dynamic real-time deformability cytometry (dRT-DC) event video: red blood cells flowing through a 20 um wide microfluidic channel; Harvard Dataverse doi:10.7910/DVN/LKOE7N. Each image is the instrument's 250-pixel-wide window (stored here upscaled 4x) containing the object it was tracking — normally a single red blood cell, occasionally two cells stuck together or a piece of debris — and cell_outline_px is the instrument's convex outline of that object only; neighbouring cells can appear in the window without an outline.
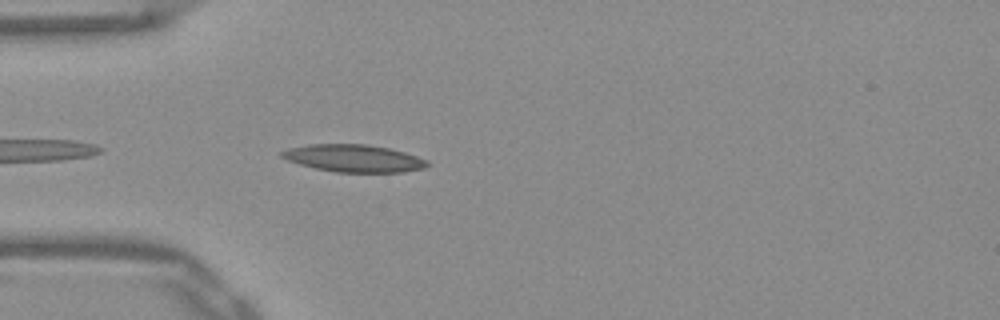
{"species": "Egyptian fruit bat (a non-hibernating species)", "species_latin": "Rousettus aegyptiacus", "temperature_condition": "warm", "stored_images_in_passage": 37, "camera_frame_rate_fps": 3000, "um_per_image_px": 0.085, "frame": {"image": 1, "passage_image": 2, "time_ms": 0.333, "image_size_px": [1000, 320], "cell_outline_px": [[428, 164], [424, 168], [404, 172], [336, 172], [316, 168], [300, 164], [288, 160], [280, 156], [280, 152], [288, 148], [308, 144], [364, 144], [388, 148], [404, 152], [428, 160]], "centroid_in_image_um": [30.06, 13.45], "position_along_channel_um": 54.9, "area_um2": 23.06}}
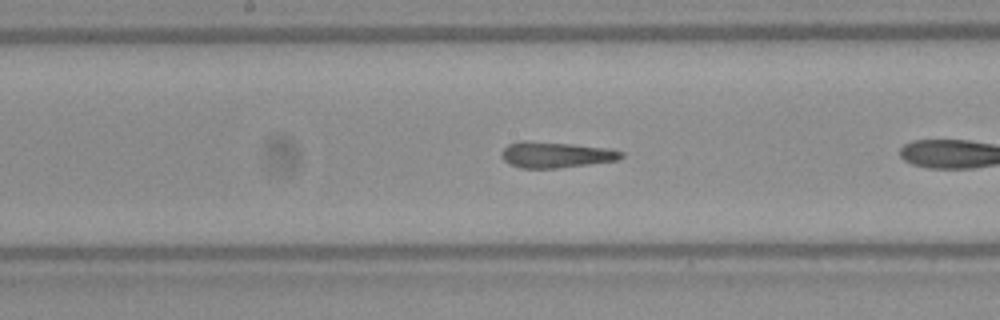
{"frame": {"image": 2, "passage_image": 11, "time_ms": 3.333, "image_size_px": [1000, 320], "cell_outline_px": [[624, 156], [616, 160], [560, 168], [520, 168], [508, 164], [500, 156], [500, 152], [508, 144], [520, 140], [524, 140], [572, 144], [612, 148], [624, 152]], "centroid_in_image_um": [47.21, 13.15], "position_along_channel_um": 201.0, "area_um2": 18.32}}
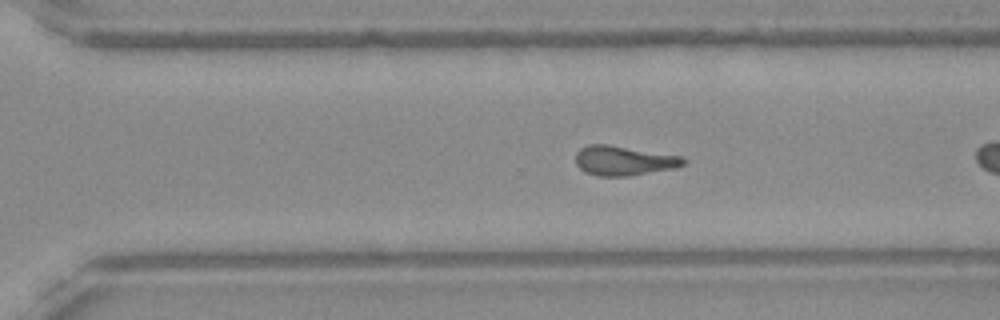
{"frame": {"image": 3, "passage_image": 20, "time_ms": 6.333, "image_size_px": [1000, 320], "cell_outline_px": [[688, 160], [684, 164], [676, 168], [628, 176], [596, 176], [580, 168], [576, 164], [576, 152], [580, 148], [588, 144], [608, 144], [680, 156]], "centroid_in_image_um": [53.02, 13.65], "position_along_channel_um": 317.6, "area_um2": 18.55}, "authors_computed_cell_mechanics": {"area_um2": 18.3226, "velocity_mm_per_s": 3.9073, "shape_relaxation_time_tau1_ms": null, "shape_relaxation_time_tau2_ms": 1.7477, "deformation_change_tau1": null, "deformation_change_tau2": 0.0822}}